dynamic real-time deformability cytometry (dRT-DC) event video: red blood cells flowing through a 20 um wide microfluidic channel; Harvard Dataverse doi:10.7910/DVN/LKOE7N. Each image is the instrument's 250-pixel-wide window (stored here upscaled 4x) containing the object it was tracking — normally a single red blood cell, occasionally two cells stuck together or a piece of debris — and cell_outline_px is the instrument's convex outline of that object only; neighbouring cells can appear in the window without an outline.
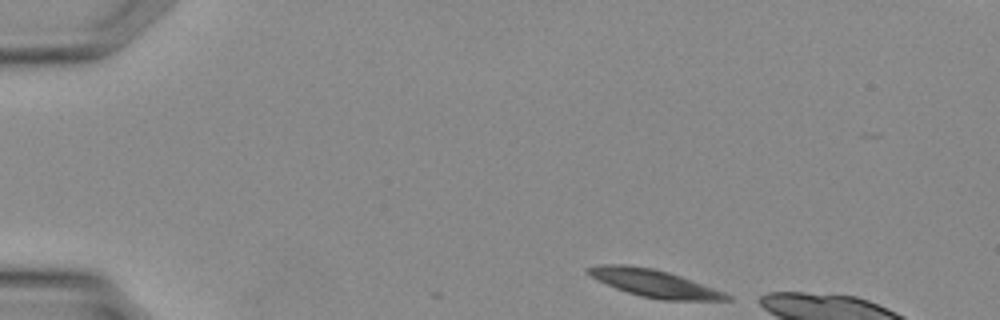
{"species": "Egyptian fruit bat (a non-hibernating species)", "species_latin": "Rousettus aegyptiacus", "temperature_condition": "warm", "stored_images_in_passage": 5, "camera_frame_rate_fps": 3000, "um_per_image_px": 0.085, "animal": {"sex": "female"}, "frame": {"image": 1, "passage_image": 1, "time_ms": 0.0, "image_size_px": [1000, 320], "cell_outline_px": [[732, 300], [664, 300], [640, 296], [616, 288], [584, 272], [584, 268], [600, 264], [624, 264], [652, 268], [668, 272], [680, 276], [724, 292], [732, 296]], "centroid_in_image_um": [55.59, 24.07], "position_along_channel_um": 29.4, "area_um2": 21.85}}